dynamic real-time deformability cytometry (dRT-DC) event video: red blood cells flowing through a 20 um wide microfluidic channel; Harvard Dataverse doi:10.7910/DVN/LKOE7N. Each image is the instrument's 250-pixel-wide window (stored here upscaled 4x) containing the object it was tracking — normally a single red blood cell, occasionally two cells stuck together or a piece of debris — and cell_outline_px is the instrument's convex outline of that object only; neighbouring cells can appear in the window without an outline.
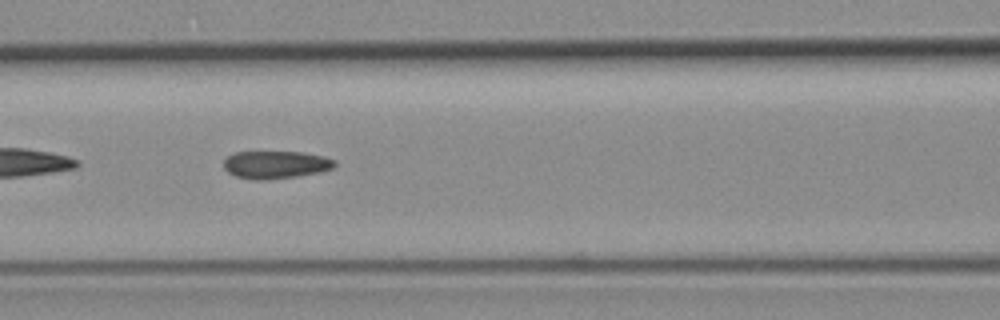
{"species": "common noctule bat (a hibernating species)", "species_latin": "Nyctalus noctula", "temperature_condition": "room temperature", "stored_images_in_passage": 52, "camera_frame_rate_fps": 3000, "um_per_image_px": 0.085, "animal": {"sex": "female", "body_mass_g": 19.3, "forearm_length_mm": 54.1}, "frame": {"image": 1, "passage_image": 22, "time_ms": 7.0, "image_size_px": [1000, 320], "cell_outline_px": [[336, 164], [332, 168], [320, 172], [296, 176], [264, 180], [256, 180], [236, 176], [228, 172], [224, 168], [224, 160], [228, 156], [236, 152], [300, 152], [324, 156], [336, 160]], "centroid_in_image_um": [23.44, 13.99], "position_along_channel_um": 143.2, "area_um2": 17.8}}
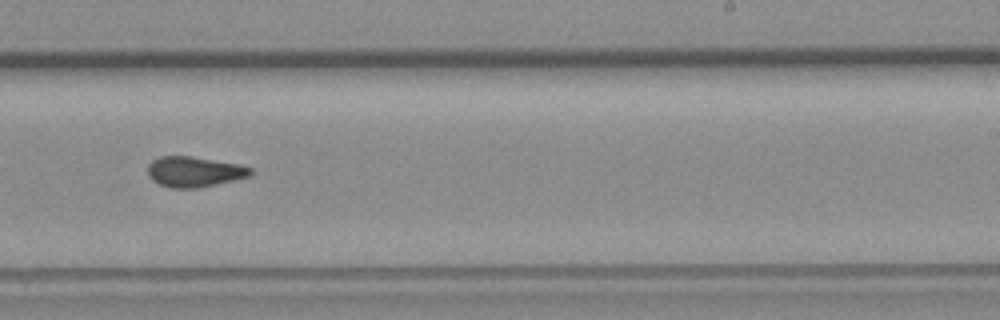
{"frame": {"image": 2, "passage_image": 32, "time_ms": 10.333, "image_size_px": [1000, 320], "cell_outline_px": [[252, 176], [200, 188], [168, 188], [152, 180], [148, 176], [148, 164], [152, 160], [160, 156], [192, 156], [236, 164], [252, 168]], "centroid_in_image_um": [16.5, 14.61], "position_along_channel_um": 272.5, "area_um2": 18.32}}
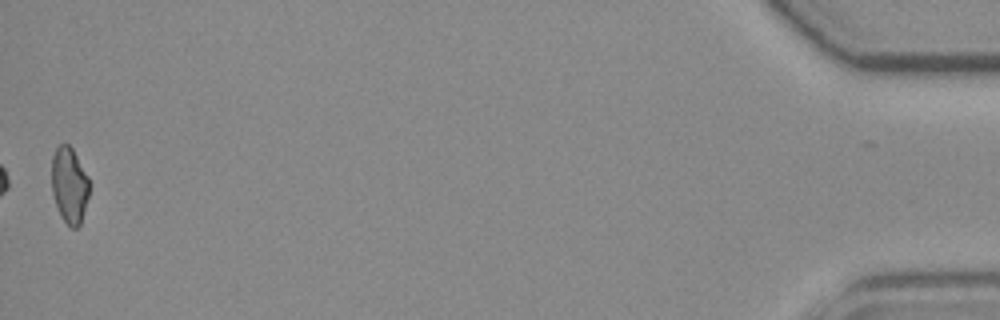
{"frame": {"image": 3, "passage_image": 52, "time_ms": 17.0, "image_size_px": [1000, 320], "cell_outline_px": [[88, 196], [80, 224], [76, 228], [72, 228], [60, 216], [52, 192], [52, 156], [56, 148], [60, 144], [68, 144], [72, 148], [88, 176]], "centroid_in_image_um": [5.88, 15.72], "position_along_channel_um": 429.3, "area_um2": 16.42}, "authors_computed_cell_mechanics": {"area_um2": 18.207, "velocity_mm_per_s": 3.8925, "shape_relaxation_time_tau1_ms": null, "shape_relaxation_time_tau2_ms": 2.003, "deformation_change_tau1": null, "deformation_change_tau2": 0.0944}}